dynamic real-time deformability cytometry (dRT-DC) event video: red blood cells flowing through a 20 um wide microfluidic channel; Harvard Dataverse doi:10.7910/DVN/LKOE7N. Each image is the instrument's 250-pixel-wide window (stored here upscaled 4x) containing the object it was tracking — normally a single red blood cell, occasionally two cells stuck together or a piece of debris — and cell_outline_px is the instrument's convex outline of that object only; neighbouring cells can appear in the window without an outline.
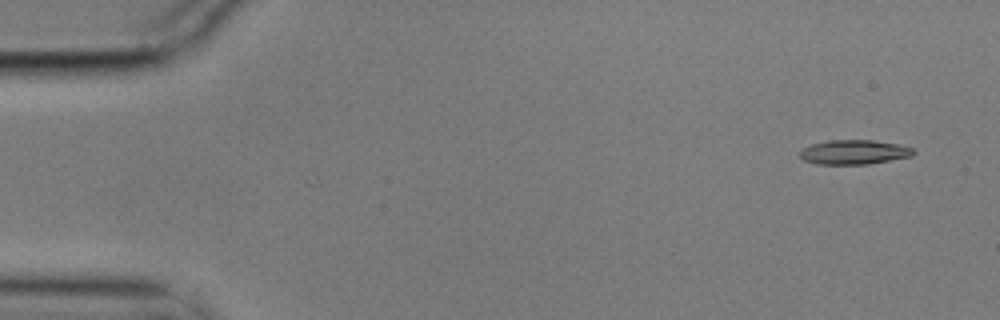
{"species": "common noctule bat (a hibernating species)", "species_latin": "Nyctalus noctula", "temperature_condition": "cold", "stored_images_in_passage": 6, "camera_frame_rate_fps": 3000, "um_per_image_px": 0.085, "animal": {"sex": "male", "body_mass_g": 17.9}, "frame": {"image": 1, "passage_image": 1, "time_ms": 0.0, "image_size_px": [1000, 320], "cell_outline_px": [[916, 152], [912, 156], [868, 164], [816, 164], [804, 160], [800, 156], [800, 152], [804, 148], [812, 144], [828, 140], [872, 140], [896, 144], [912, 148]], "centroid_in_image_um": [72.59, 12.93], "position_along_channel_um": 12.4, "area_um2": 16.01}}
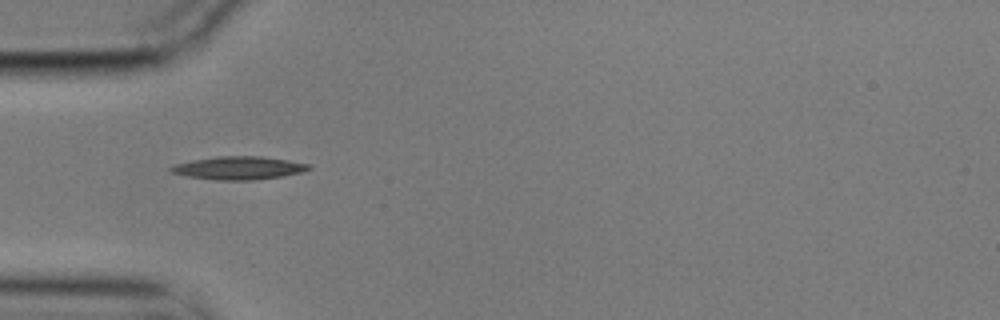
{"frame": {"image": 2, "passage_image": 5, "time_ms": 1.333, "image_size_px": [1000, 320], "cell_outline_px": [[312, 168], [304, 172], [284, 176], [252, 180], [216, 180], [188, 176], [172, 172], [168, 168], [176, 164], [192, 160], [216, 156], [260, 156], [288, 160], [308, 164]], "centroid_in_image_um": [20.32, 14.27], "position_along_channel_um": 64.7, "area_um2": 18.5}}
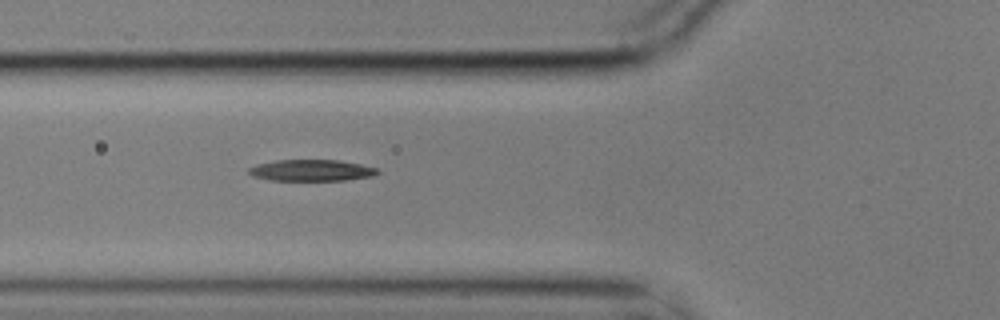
{"frame": {"image": 3, "passage_image": 6, "time_ms": 1.667, "image_size_px": [1000, 320], "cell_outline_px": [[380, 172], [372, 176], [344, 180], [272, 180], [252, 176], [248, 172], [248, 168], [256, 164], [276, 160], [340, 160], [380, 168]], "centroid_in_image_um": [26.49, 14.47], "position_along_channel_um": 99.3, "area_um2": 16.07}}